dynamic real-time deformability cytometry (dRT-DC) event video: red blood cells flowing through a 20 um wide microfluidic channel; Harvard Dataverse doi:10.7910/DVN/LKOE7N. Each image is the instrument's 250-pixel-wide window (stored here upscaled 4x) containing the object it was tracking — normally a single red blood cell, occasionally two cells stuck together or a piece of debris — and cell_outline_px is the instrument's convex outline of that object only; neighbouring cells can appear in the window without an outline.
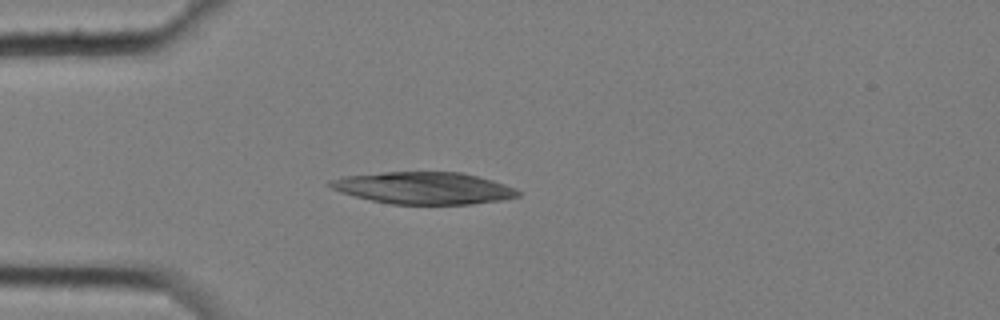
{"species": "common noctule bat (a hibernating species)", "species_latin": "Nyctalus noctula", "temperature_condition": "cold", "stored_images_in_passage": 5, "camera_frame_rate_fps": 3000, "um_per_image_px": 0.085, "animal": {"sex": "female", "body_mass_g": 25.1}, "frame": {"image": 1, "passage_image": 3, "time_ms": 0.667, "image_size_px": [1000, 320], "cell_outline_px": [[520, 196], [504, 200], [472, 204], [392, 204], [372, 200], [340, 192], [332, 188], [328, 184], [328, 180], [344, 176], [380, 172], [460, 172], [492, 180], [516, 188], [520, 192]], "centroid_in_image_um": [36.03, 15.98], "position_along_channel_um": 49.0, "area_um2": 35.03}}